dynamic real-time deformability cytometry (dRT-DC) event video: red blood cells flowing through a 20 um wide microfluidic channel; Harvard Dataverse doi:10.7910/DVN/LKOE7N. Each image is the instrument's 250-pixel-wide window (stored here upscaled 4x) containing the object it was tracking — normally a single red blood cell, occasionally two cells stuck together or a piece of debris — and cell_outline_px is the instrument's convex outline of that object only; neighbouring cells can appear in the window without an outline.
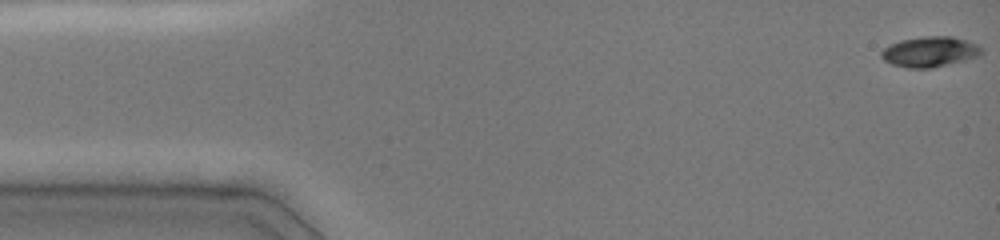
{"species": "common noctule bat (a hibernating species)", "species_latin": "Nyctalus noctula", "temperature_condition": "cold", "stored_images_in_passage": 48, "camera_frame_rate_fps": 3000, "um_per_image_px": 0.085, "animal": {"sex": "female", "body_mass_g": 19.0, "forearm_length_mm": 51.5}, "frame": {"image": 1, "passage_image": 1, "time_ms": 0.0, "image_size_px": [1000, 240], "cell_outline_px": [[984, 52], [980, 56], [932, 68], [908, 68], [892, 64], [884, 60], [880, 56], [880, 52], [884, 48], [900, 40], [924, 36], [952, 36], [976, 44], [984, 48]], "centroid_in_image_um": [79.05, 4.4], "position_along_channel_um": 5.9, "area_um2": 17.74}}
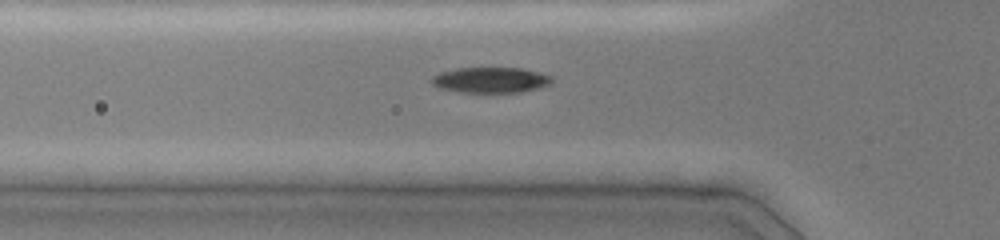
{"frame": {"image": 2, "passage_image": 16, "time_ms": 5.0, "image_size_px": [1000, 240], "cell_outline_px": [[552, 84], [540, 88], [520, 92], [460, 92], [440, 88], [432, 84], [432, 76], [440, 72], [456, 68], [520, 68], [540, 72], [552, 76]], "centroid_in_image_um": [41.74, 6.8], "position_along_channel_um": 84.1, "area_um2": 17.98}}
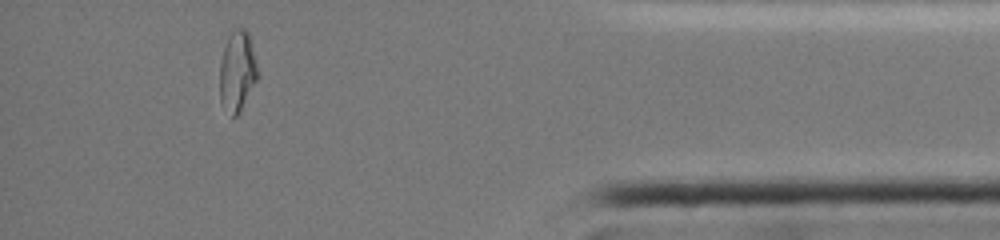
{"frame": {"image": 3, "passage_image": 43, "time_ms": 14.0, "image_size_px": [1000, 240], "cell_outline_px": [[260, 76], [240, 112], [236, 116], [232, 116], [220, 100], [220, 64], [224, 48], [228, 36], [236, 28], [244, 28], [248, 32]], "centroid_in_image_um": [20.2, 6.06], "position_along_channel_um": 415.0, "area_um2": 17.74}, "authors_computed_cell_mechanics": {"area_um2": 18.1781, "velocity_mm_per_s": 4.0299, "shape_relaxation_time_tau1_ms": 6.4036, "shape_relaxation_time_tau2_ms": 5.6794, "deformation_change_tau1": 0.2197, "deformation_change_tau2": 0.0796}}